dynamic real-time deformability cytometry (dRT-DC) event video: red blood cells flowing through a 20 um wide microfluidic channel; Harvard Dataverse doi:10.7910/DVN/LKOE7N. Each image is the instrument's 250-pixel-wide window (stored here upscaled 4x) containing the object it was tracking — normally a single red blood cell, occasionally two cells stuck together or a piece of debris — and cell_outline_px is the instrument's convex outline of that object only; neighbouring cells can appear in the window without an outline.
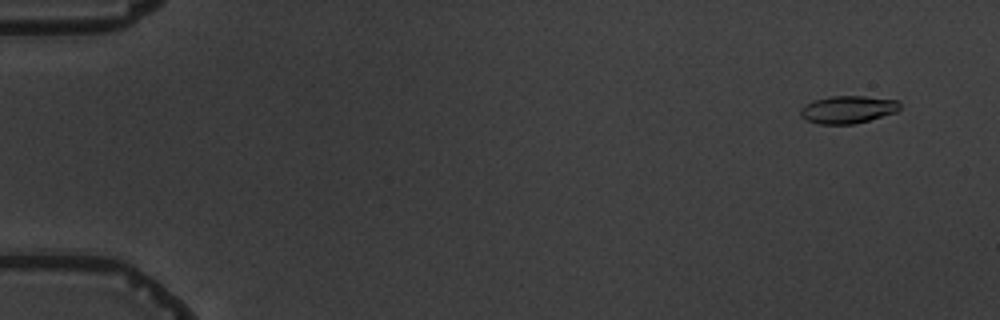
{"species": "common noctule bat (a hibernating species)", "species_latin": "Nyctalus noctula", "temperature_condition": "warm", "stored_images_in_passage": 5, "camera_frame_rate_fps": 3000, "um_per_image_px": 0.085, "animal": {"sex": "male", "body_mass_g": 19.5, "forearm_length_mm": 54.6}, "frame": {"image": 1, "passage_image": 1, "time_ms": 0.0, "image_size_px": [1000, 320], "cell_outline_px": [[900, 108], [896, 112], [868, 120], [852, 124], [820, 124], [808, 120], [800, 116], [800, 108], [804, 104], [816, 100], [832, 96], [864, 96], [900, 100]], "centroid_in_image_um": [72.07, 9.3], "position_along_channel_um": 12.9, "area_um2": 15.9}}
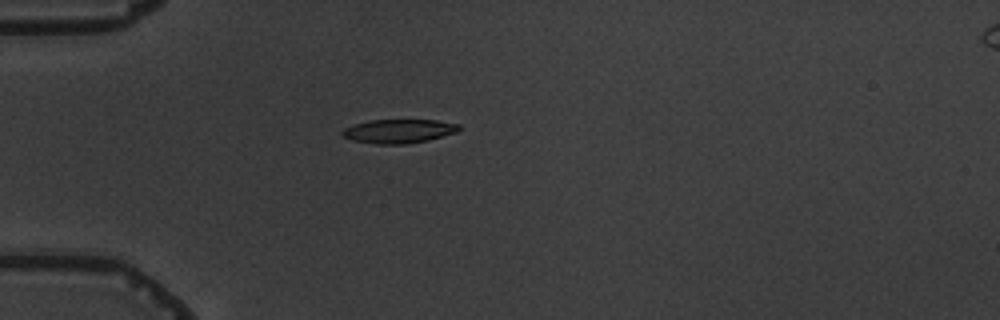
{"frame": {"image": 2, "passage_image": 5, "time_ms": 4.333, "image_size_px": [1000, 320], "cell_outline_px": [[460, 128], [456, 132], [428, 140], [404, 144], [376, 144], [352, 140], [344, 136], [340, 132], [344, 128], [352, 124], [368, 120], [436, 120], [460, 124]], "centroid_in_image_um": [33.86, 11.14], "position_along_channel_um": 51.1, "area_um2": 16.24}}